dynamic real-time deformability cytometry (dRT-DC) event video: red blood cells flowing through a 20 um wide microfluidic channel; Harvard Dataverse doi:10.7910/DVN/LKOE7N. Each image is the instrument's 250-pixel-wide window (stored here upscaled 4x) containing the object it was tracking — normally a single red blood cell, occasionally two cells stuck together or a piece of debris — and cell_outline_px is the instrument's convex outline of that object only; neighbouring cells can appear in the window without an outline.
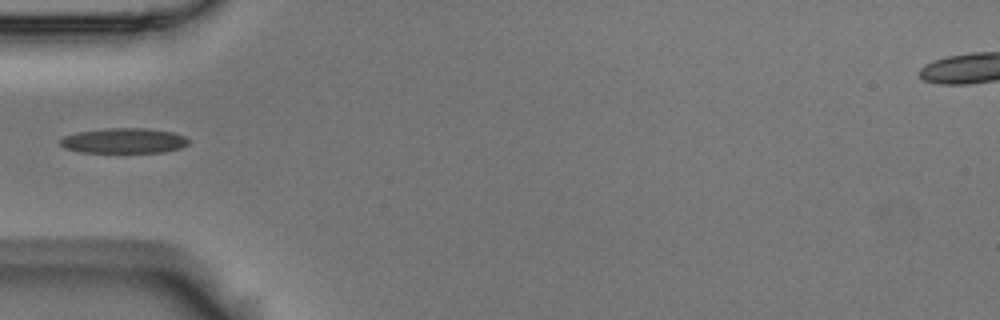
{"species": "Egyptian fruit bat (a non-hibernating species)", "species_latin": "Rousettus aegyptiacus", "temperature_condition": "room temperature", "stored_images_in_passage": 7, "camera_frame_rate_fps": 3000, "um_per_image_px": 0.085, "animal": {"sex": "male"}, "frame": {"image": 1, "passage_image": 4, "time_ms": 1.0, "image_size_px": [1000, 320], "cell_outline_px": [[188, 144], [180, 148], [164, 152], [80, 152], [64, 148], [60, 144], [60, 140], [64, 136], [76, 132], [108, 128], [144, 128], [172, 132], [184, 136], [188, 140]], "centroid_in_image_um": [10.51, 11.96], "position_along_channel_um": 74.5, "area_um2": 18.73}}
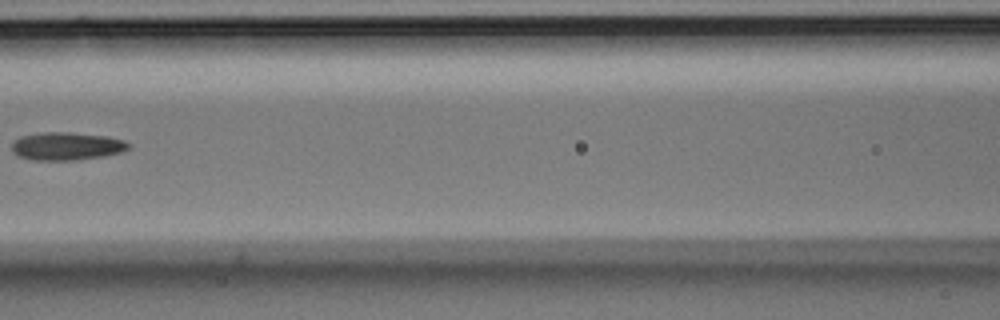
{"frame": {"image": 2, "passage_image": 6, "time_ms": 1.667, "image_size_px": [1000, 320], "cell_outline_px": [[132, 148], [120, 152], [104, 156], [76, 160], [32, 160], [20, 156], [12, 152], [12, 144], [20, 136], [48, 132], [64, 132], [104, 136], [124, 140], [132, 144]], "centroid_in_image_um": [5.7, 12.43], "position_along_channel_um": 160.9, "area_um2": 18.9}}
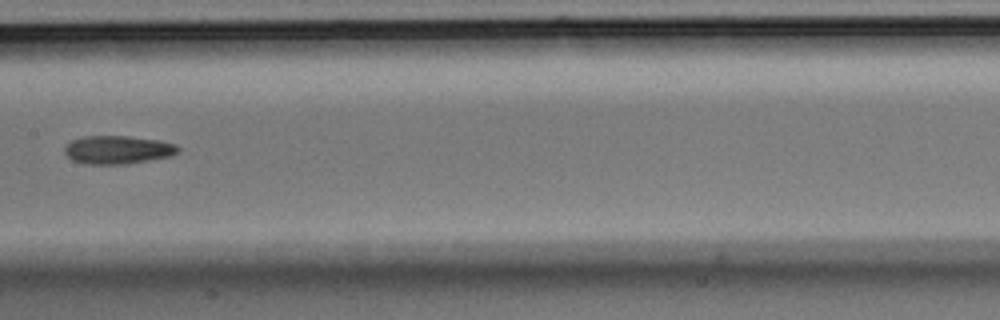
{"frame": {"image": 3, "passage_image": 7, "time_ms": 2.0, "image_size_px": [1000, 320], "cell_outline_px": [[180, 152], [172, 156], [128, 164], [84, 164], [72, 160], [64, 152], [64, 148], [72, 140], [84, 136], [128, 136], [160, 140], [176, 144], [180, 148]], "centroid_in_image_um": [10.05, 12.73], "position_along_channel_um": 197.4, "area_um2": 18.9}}